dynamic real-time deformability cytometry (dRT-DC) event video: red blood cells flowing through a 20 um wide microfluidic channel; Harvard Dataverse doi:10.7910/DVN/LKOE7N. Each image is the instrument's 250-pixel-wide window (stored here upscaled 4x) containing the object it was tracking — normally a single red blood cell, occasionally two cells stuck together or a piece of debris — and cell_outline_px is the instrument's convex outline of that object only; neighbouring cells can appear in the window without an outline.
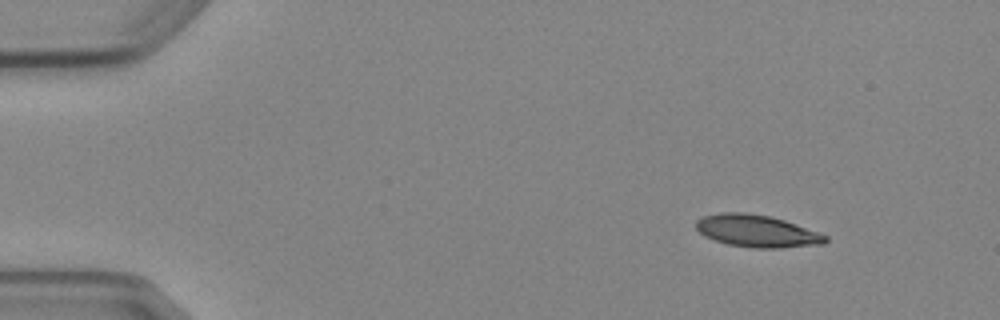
{"species": "Egyptian fruit bat (a non-hibernating species)", "species_latin": "Rousettus aegyptiacus", "temperature_condition": "cold", "stored_images_in_passage": 6, "camera_frame_rate_fps": 3000, "um_per_image_px": 0.085, "animal": {"sex": "female"}, "frame": {"image": 1, "passage_image": 1, "time_ms": 0.0, "image_size_px": [1000, 320], "cell_outline_px": [[828, 240], [824, 244], [780, 248], [752, 248], [728, 244], [704, 236], [696, 228], [696, 220], [704, 216], [720, 212], [744, 212], [772, 216], [784, 220], [828, 236]], "centroid_in_image_um": [64.33, 19.63], "position_along_channel_um": 20.7, "area_um2": 24.28}}
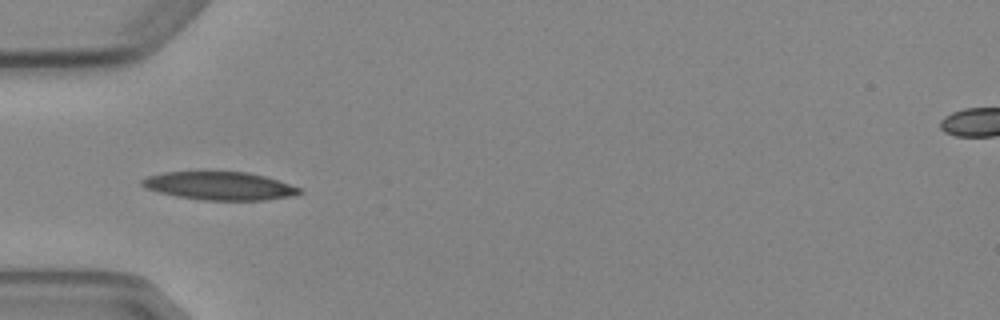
{"frame": {"image": 2, "passage_image": 4, "time_ms": 3.667, "image_size_px": [1000, 320], "cell_outline_px": [[304, 192], [288, 196], [264, 200], [204, 200], [176, 196], [144, 188], [140, 184], [140, 180], [148, 176], [164, 172], [248, 172], [264, 176], [300, 188]], "centroid_in_image_um": [18.61, 15.8], "position_along_channel_um": 66.4, "area_um2": 25.55}}
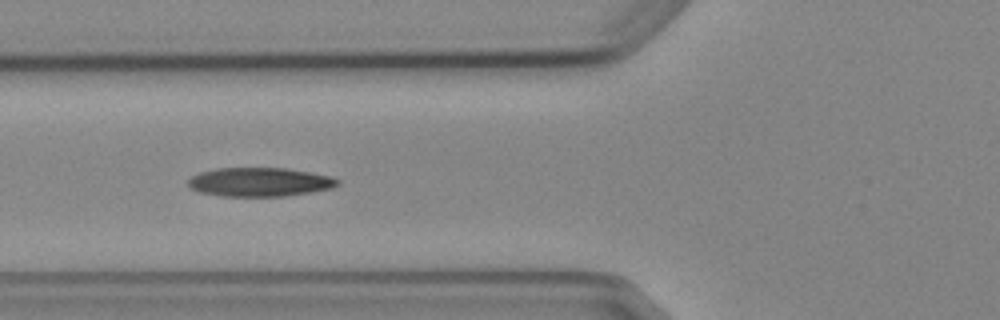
{"frame": {"image": 3, "passage_image": 5, "time_ms": 4.667, "image_size_px": [1000, 320], "cell_outline_px": [[340, 184], [332, 188], [284, 196], [220, 196], [200, 192], [192, 188], [188, 184], [188, 180], [192, 176], [200, 172], [216, 168], [288, 168], [332, 176], [340, 180]], "centroid_in_image_um": [22.09, 15.46], "position_along_channel_um": 103.7, "area_um2": 25.14}}